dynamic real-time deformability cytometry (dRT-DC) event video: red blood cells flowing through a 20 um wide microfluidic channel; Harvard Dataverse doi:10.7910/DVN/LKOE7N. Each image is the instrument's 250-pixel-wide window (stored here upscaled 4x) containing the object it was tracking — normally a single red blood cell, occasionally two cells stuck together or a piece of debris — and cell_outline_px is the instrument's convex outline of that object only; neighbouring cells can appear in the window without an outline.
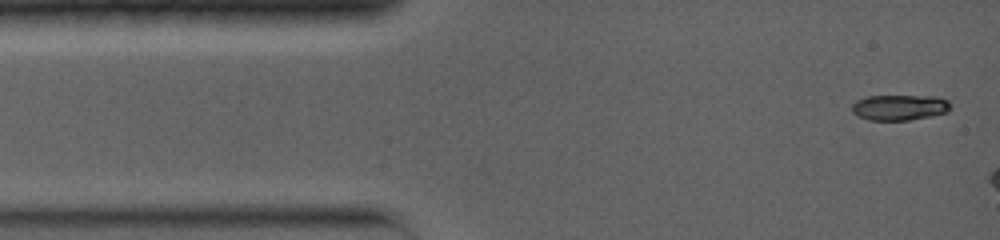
{"species": "common noctule bat (a hibernating species)", "species_latin": "Nyctalus noctula", "temperature_condition": "warm", "stored_images_in_passage": 5, "camera_frame_rate_fps": 5000, "um_per_image_px": 0.085, "animal": {"sex": "female", "body_mass_g": 19.0, "forearm_length_mm": 56.7}, "frame": {"image": 1, "passage_image": 1, "time_ms": 0.0, "image_size_px": [1000, 240], "cell_outline_px": [[948, 112], [932, 116], [908, 120], [868, 120], [852, 112], [852, 104], [856, 100], [868, 96], [936, 96], [948, 100]], "centroid_in_image_um": [76.44, 9.13], "position_along_channel_um": 8.6, "area_um2": 14.62}}